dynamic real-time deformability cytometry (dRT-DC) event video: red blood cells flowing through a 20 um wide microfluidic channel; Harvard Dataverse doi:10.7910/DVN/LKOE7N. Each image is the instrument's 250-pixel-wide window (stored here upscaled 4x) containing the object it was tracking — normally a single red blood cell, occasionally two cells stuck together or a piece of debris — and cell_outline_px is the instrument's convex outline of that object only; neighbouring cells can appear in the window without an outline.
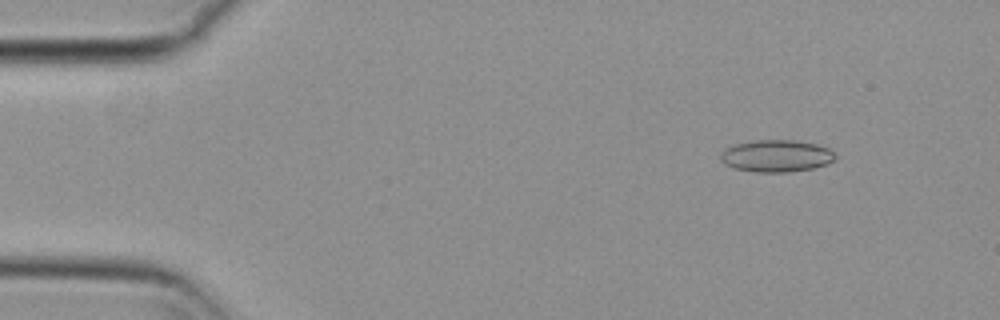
{"species": "common noctule bat (a hibernating species)", "species_latin": "Nyctalus noctula", "temperature_condition": "cold", "stored_images_in_passage": 16, "camera_frame_rate_fps": 3000, "um_per_image_px": 0.085, "animal": {"sex": "female", "body_mass_g": 29.2, "forearm_length_mm": 56.3}, "frame": {"image": 1, "passage_image": 7, "time_ms": 2.0, "image_size_px": [1000, 320], "cell_outline_px": [[836, 156], [828, 164], [812, 168], [788, 172], [756, 172], [736, 168], [724, 164], [720, 160], [720, 152], [724, 148], [732, 144], [756, 140], [796, 140], [816, 144], [828, 148]], "centroid_in_image_um": [65.94, 13.24], "position_along_channel_um": 19.1, "area_um2": 21.5}}
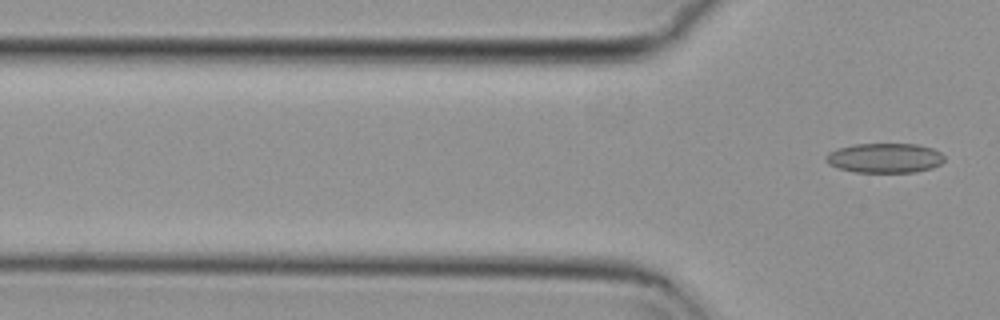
{"frame": {"image": 2, "passage_image": 16, "time_ms": 5.0, "image_size_px": [1000, 320], "cell_outline_px": [[944, 160], [940, 164], [932, 168], [916, 172], [856, 172], [836, 168], [828, 164], [824, 160], [824, 156], [828, 152], [836, 148], [852, 144], [916, 144], [932, 148], [940, 152], [944, 156]], "centroid_in_image_um": [75.15, 13.43], "position_along_channel_um": 50.7, "area_um2": 20.75}}